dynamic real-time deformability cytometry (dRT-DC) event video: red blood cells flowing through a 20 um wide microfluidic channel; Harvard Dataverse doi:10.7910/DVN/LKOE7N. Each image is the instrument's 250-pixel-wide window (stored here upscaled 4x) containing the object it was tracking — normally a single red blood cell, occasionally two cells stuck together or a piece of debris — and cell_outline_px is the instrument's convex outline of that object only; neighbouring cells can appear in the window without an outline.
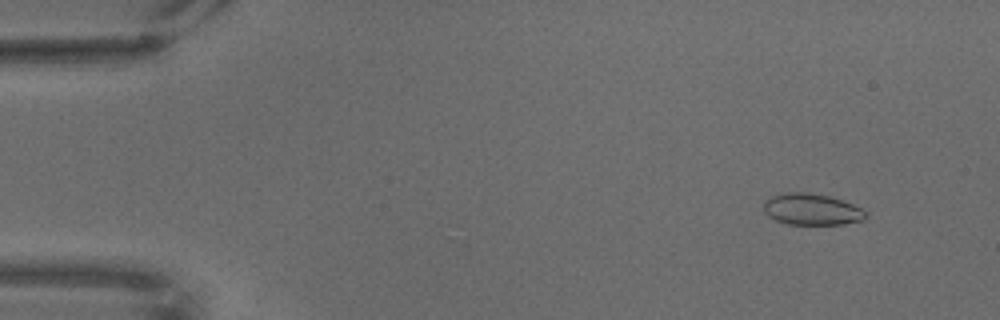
{"species": "common noctule bat (a hibernating species)", "species_latin": "Nyctalus noctula", "temperature_condition": "warm", "stored_images_in_passage": 22, "camera_frame_rate_fps": 3000, "um_per_image_px": 0.085, "animal": {"sex": "male", "body_mass_g": 18.8}, "frame": {"image": 1, "passage_image": 7, "time_ms": 2.0, "image_size_px": [1000, 320], "cell_outline_px": [[864, 220], [844, 224], [788, 224], [776, 220], [768, 216], [764, 212], [764, 200], [772, 196], [784, 192], [808, 192], [828, 196], [852, 204], [860, 208], [864, 212]], "centroid_in_image_um": [68.94, 17.79], "position_along_channel_um": 16.1, "area_um2": 18.5}}